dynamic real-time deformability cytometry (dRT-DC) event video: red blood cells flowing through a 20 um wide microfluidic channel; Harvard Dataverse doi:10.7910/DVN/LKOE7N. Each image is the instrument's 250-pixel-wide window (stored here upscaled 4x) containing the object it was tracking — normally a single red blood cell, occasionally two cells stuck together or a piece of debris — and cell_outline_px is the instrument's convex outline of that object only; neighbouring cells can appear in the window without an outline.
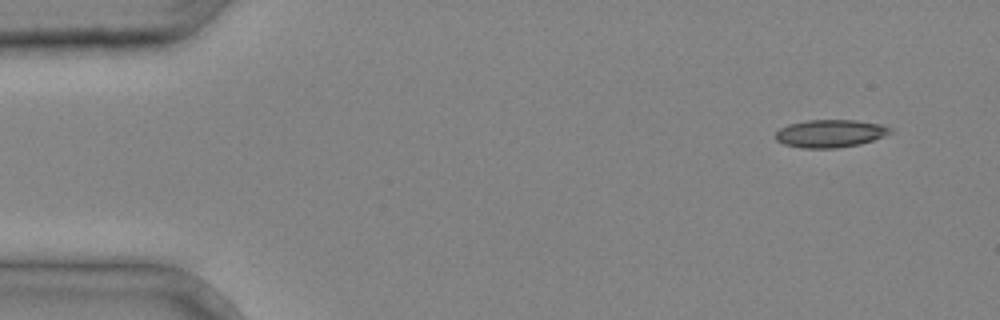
{"species": "common noctule bat (a hibernating species)", "species_latin": "Nyctalus noctula", "temperature_condition": "cold", "stored_images_in_passage": 4, "camera_frame_rate_fps": 3000, "um_per_image_px": 0.085, "animal": {"sex": "male", "body_mass_g": 20.4}, "frame": {"image": 1, "passage_image": 1, "time_ms": 0.0, "image_size_px": [1000, 320], "cell_outline_px": [[896, 132], [860, 144], [836, 148], [800, 148], [784, 144], [776, 140], [776, 132], [780, 128], [788, 124], [808, 120], [856, 120], [880, 124], [892, 128]], "centroid_in_image_um": [70.59, 11.34], "position_along_channel_um": 14.4, "area_um2": 18.67}}
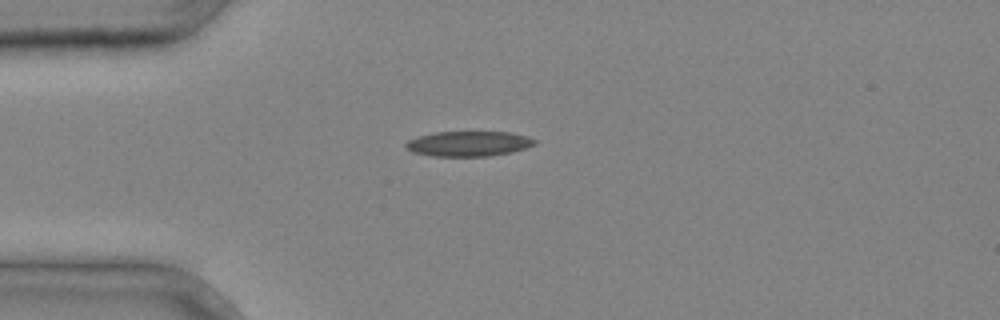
{"frame": {"image": 2, "passage_image": 3, "time_ms": 0.667, "image_size_px": [1000, 320], "cell_outline_px": [[536, 144], [512, 152], [488, 156], [432, 156], [412, 152], [404, 144], [408, 140], [420, 136], [436, 132], [508, 132], [528, 136], [536, 140]], "centroid_in_image_um": [39.84, 12.21], "position_along_channel_um": 45.2, "area_um2": 18.73}}
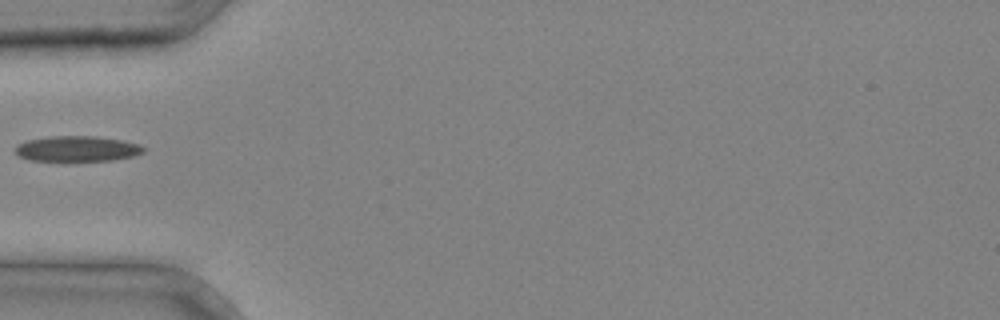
{"frame": {"image": 3, "passage_image": 4, "time_ms": 1.0, "image_size_px": [1000, 320], "cell_outline_px": [[148, 148], [144, 152], [132, 156], [112, 160], [68, 164], [64, 164], [28, 160], [16, 156], [16, 144], [28, 140], [52, 136], [96, 136], [124, 140], [140, 144]], "centroid_in_image_um": [6.54, 12.7], "position_along_channel_um": 78.5, "area_um2": 20.35}}